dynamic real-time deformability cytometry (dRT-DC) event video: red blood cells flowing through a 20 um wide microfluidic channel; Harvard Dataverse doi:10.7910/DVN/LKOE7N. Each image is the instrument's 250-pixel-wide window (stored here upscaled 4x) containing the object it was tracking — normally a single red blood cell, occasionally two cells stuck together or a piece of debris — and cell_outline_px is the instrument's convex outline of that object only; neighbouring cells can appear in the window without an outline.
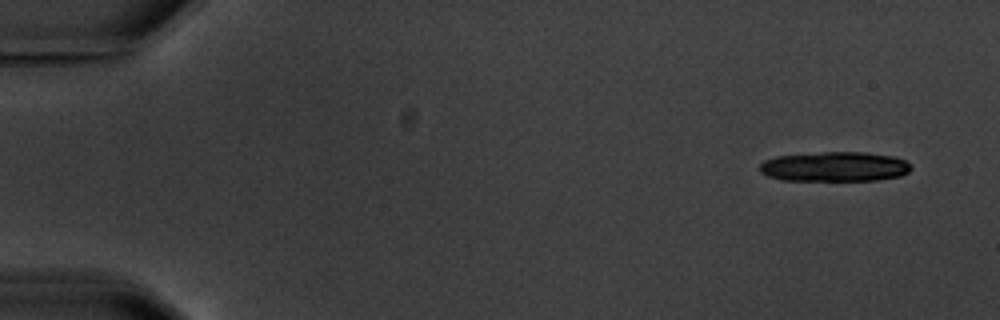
{"species": "common noctule bat (a hibernating species)", "species_latin": "Nyctalus noctula", "temperature_condition": "warm", "stored_images_in_passage": 10, "camera_frame_rate_fps": 3000, "um_per_image_px": 0.085, "animal": {"sex": "male", "body_mass_g": 20.1, "forearm_length_mm": 53.5}, "frame": {"image": 1, "passage_image": 1, "time_ms": 0.0, "image_size_px": [1000, 320], "cell_outline_px": [[912, 168], [908, 172], [900, 176], [876, 180], [780, 180], [768, 176], [760, 172], [760, 164], [764, 160], [776, 156], [824, 152], [864, 152], [892, 156], [904, 160], [912, 164]], "centroid_in_image_um": [70.95, 14.16], "position_along_channel_um": 14.1, "area_um2": 26.24}}
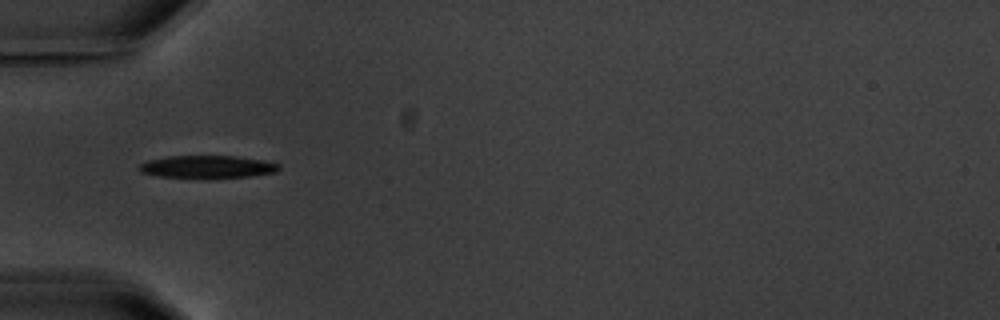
{"frame": {"image": 2, "passage_image": 5, "time_ms": 5.333, "image_size_px": [1000, 320], "cell_outline_px": [[280, 168], [276, 172], [248, 176], [208, 180], [156, 176], [140, 172], [136, 168], [140, 164], [148, 160], [168, 156], [236, 156], [260, 160], [280, 164]], "centroid_in_image_um": [17.56, 14.21], "position_along_channel_um": 67.4, "area_um2": 19.02}}
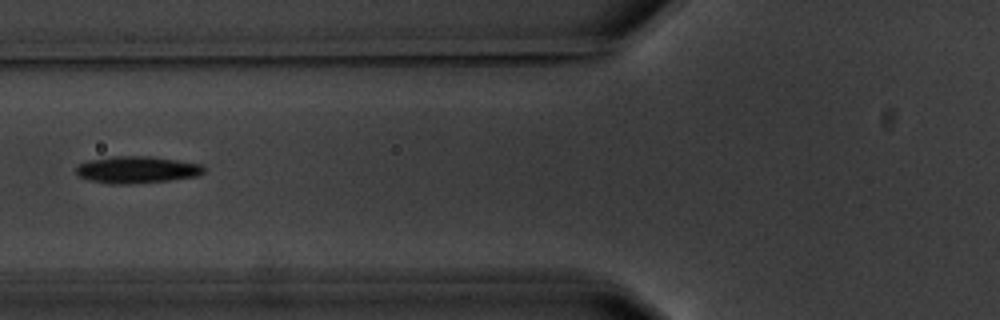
{"frame": {"image": 3, "passage_image": 6, "time_ms": 6.667, "image_size_px": [1000, 320], "cell_outline_px": [[204, 172], [196, 176], [172, 180], [132, 184], [108, 184], [88, 180], [76, 176], [76, 164], [88, 160], [112, 156], [148, 156], [204, 164]], "centroid_in_image_um": [11.58, 14.43], "position_along_channel_um": 114.2, "area_um2": 20.4}}